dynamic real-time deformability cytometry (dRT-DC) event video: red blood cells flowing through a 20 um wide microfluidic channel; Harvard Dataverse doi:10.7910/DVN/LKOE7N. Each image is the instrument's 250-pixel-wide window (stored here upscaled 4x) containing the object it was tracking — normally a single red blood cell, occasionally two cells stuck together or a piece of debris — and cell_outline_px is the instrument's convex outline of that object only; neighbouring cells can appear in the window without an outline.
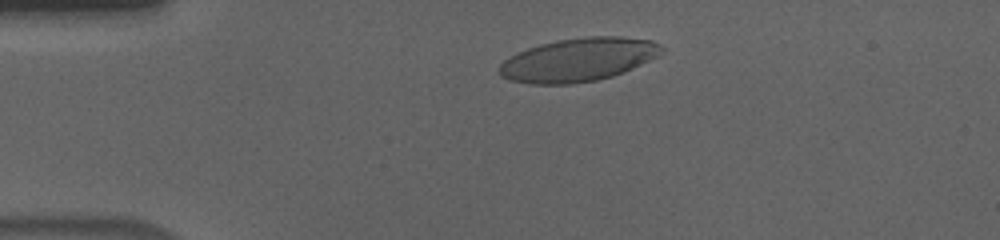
{"species": "human", "species_latin": "Homo sapiens", "temperature_condition": "cold", "stored_images_in_passage": 49, "camera_frame_rate_fps": 3000, "um_per_image_px": 0.085, "donor": {"sex": "male"}, "frame": {"image": 1, "passage_image": 4, "time_ms": 1.0, "image_size_px": [1000, 240], "cell_outline_px": [[652, 44], [640, 60], [636, 64], [620, 72], [608, 76], [592, 80], [516, 80], [508, 76], [504, 64], [508, 60], [532, 48], [564, 40], [648, 40]], "centroid_in_image_um": [49.01, 5.09], "position_along_channel_um": 36.0, "area_um2": 33.23}}
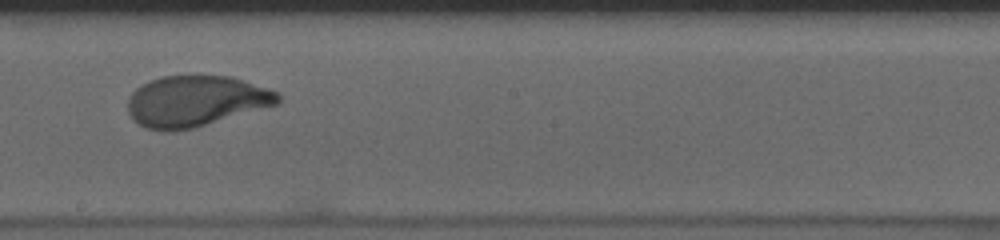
{"frame": {"image": 2, "passage_image": 24, "time_ms": 7.667, "image_size_px": [1000, 240], "cell_outline_px": [[276, 100], [272, 104], [200, 124], [184, 128], [152, 128], [136, 120], [132, 112], [132, 100], [136, 92], [140, 88], [156, 80], [172, 76], [216, 76], [232, 80], [276, 92]], "centroid_in_image_um": [16.61, 8.56], "position_along_channel_um": 231.6, "area_um2": 39.48}}
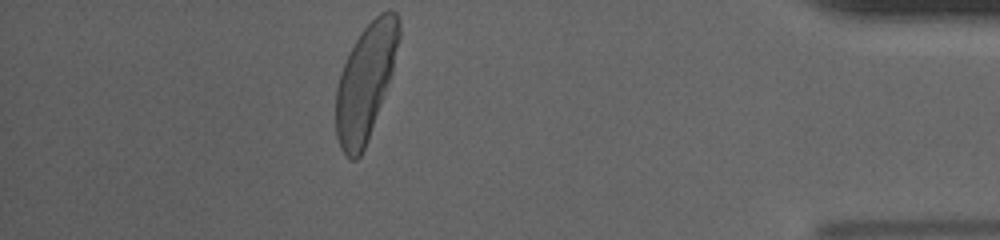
{"frame": {"image": 3, "passage_image": 42, "time_ms": 13.667, "image_size_px": [1000, 240], "cell_outline_px": [[396, 44], [392, 64], [368, 136], [360, 152], [356, 156], [348, 156], [344, 152], [340, 144], [336, 128], [336, 96], [340, 76], [348, 56], [352, 48], [360, 36], [372, 20], [384, 12], [392, 12], [396, 16]], "centroid_in_image_um": [30.98, 6.99], "position_along_channel_um": 404.2, "area_um2": 38.21}, "authors_computed_cell_mechanics": {"area_um2": 38.9283, "velocity_mm_per_s": 3.5955, "shape_relaxation_time_tau1_ms": 4.1822, "shape_relaxation_time_tau2_ms": null, "deformation_change_tau1": 0.2353, "deformation_change_tau2": null}}